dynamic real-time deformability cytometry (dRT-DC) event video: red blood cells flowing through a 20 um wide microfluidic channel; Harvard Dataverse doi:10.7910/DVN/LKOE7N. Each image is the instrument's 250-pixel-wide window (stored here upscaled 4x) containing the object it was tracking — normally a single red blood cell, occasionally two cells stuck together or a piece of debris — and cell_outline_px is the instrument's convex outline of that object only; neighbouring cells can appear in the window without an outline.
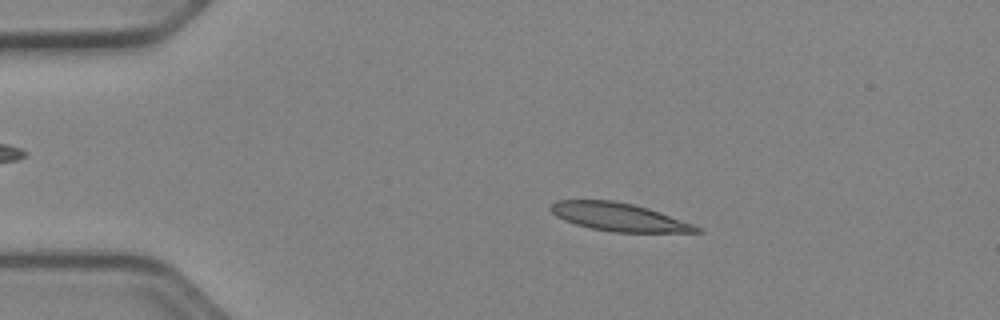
{"species": "Egyptian fruit bat (a non-hibernating species)", "species_latin": "Rousettus aegyptiacus", "temperature_condition": "cold", "stored_images_in_passage": 50, "camera_frame_rate_fps": 3000, "um_per_image_px": 0.085, "animal": {"sex": "female"}, "frame": {"image": 1, "passage_image": 9, "time_ms": 2.667, "image_size_px": [1000, 320], "cell_outline_px": [[704, 232], [616, 232], [592, 228], [576, 224], [564, 220], [556, 216], [548, 208], [556, 200], [612, 200], [632, 204], [648, 208], [660, 212], [704, 228]], "centroid_in_image_um": [52.62, 18.44], "position_along_channel_um": 32.4, "area_um2": 23.76}}
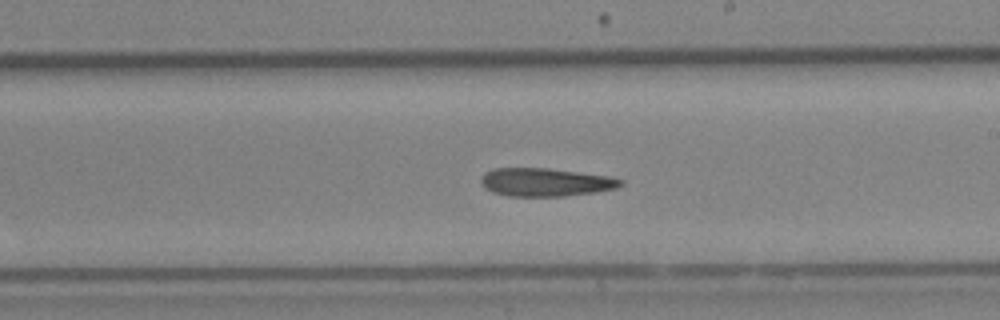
{"frame": {"image": 2, "passage_image": 29, "time_ms": 9.333, "image_size_px": [1000, 320], "cell_outline_px": [[624, 184], [616, 188], [592, 192], [564, 196], [508, 196], [492, 192], [484, 188], [480, 184], [480, 180], [484, 172], [492, 168], [548, 168], [608, 176], [624, 180]], "centroid_in_image_um": [46.31, 15.48], "position_along_channel_um": 242.7, "area_um2": 23.0}}
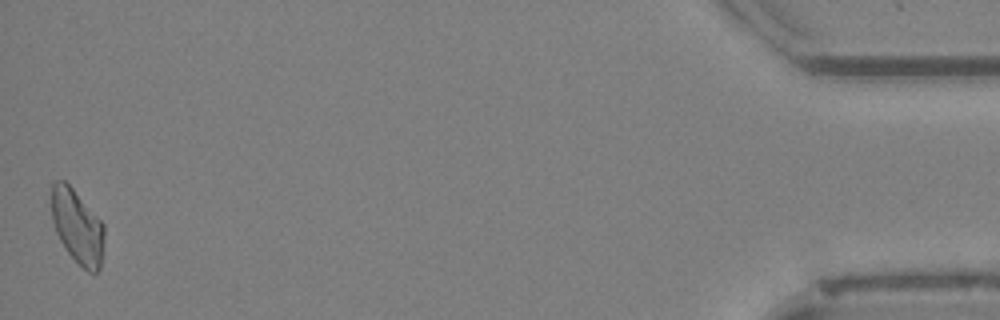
{"frame": {"image": 3, "passage_image": 50, "time_ms": 16.333, "image_size_px": [1000, 320], "cell_outline_px": [[104, 236], [100, 268], [96, 272], [88, 272], [68, 252], [60, 240], [56, 232], [52, 220], [52, 184], [56, 180], [64, 180], [72, 188], [104, 224]], "centroid_in_image_um": [6.57, 19.25], "position_along_channel_um": 428.6, "area_um2": 22.31}}